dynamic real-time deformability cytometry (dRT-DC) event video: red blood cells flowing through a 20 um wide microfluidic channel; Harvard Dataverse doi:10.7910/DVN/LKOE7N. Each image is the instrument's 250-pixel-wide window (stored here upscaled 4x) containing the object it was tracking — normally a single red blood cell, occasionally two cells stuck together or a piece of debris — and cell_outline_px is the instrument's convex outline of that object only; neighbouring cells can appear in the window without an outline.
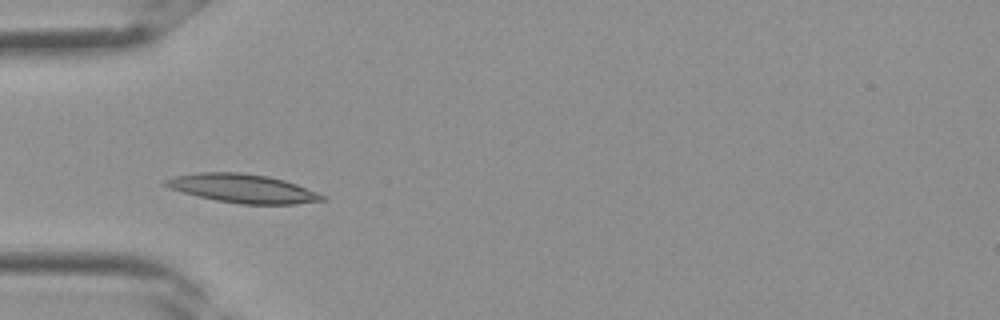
{"species": "Egyptian fruit bat (a non-hibernating species)", "species_latin": "Rousettus aegyptiacus", "temperature_condition": "room temperature", "stored_images_in_passage": 1, "camera_frame_rate_fps": 3000, "um_per_image_px": 0.085, "frame": {"image": 1, "passage_image": 1, "time_ms": 0.0, "image_size_px": [1000, 320], "cell_outline_px": [[328, 200], [296, 204], [240, 204], [216, 200], [196, 196], [168, 188], [160, 184], [164, 180], [176, 176], [196, 172], [240, 172], [268, 176], [284, 180], [296, 184], [328, 196]], "centroid_in_image_um": [20.63, 16.02], "position_along_channel_um": 64.4, "area_um2": 26.47}}